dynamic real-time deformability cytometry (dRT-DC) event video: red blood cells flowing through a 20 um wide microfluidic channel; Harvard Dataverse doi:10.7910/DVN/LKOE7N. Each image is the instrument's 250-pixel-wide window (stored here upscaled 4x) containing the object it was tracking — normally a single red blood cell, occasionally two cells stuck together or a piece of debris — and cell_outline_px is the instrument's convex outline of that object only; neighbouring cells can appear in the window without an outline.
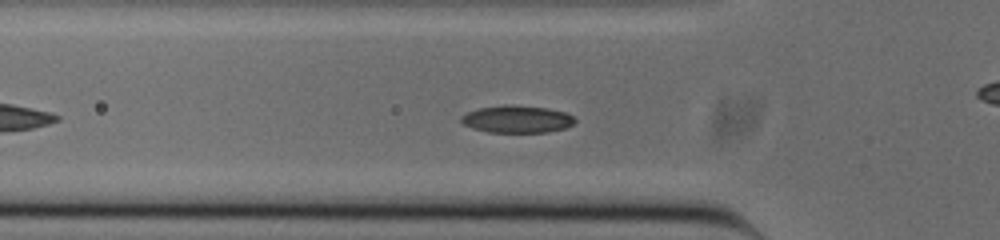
{"species": "common noctule bat (a hibernating species)", "species_latin": "Nyctalus noctula", "temperature_condition": "cold", "stored_images_in_passage": 35, "camera_frame_rate_fps": 3000, "um_per_image_px": 0.085, "animal": {"sex": "male", "body_mass_g": 20.0, "forearm_length_mm": 53.3}, "frame": {"image": 1, "passage_image": 11, "time_ms": 3.333, "image_size_px": [1000, 240], "cell_outline_px": [[576, 120], [572, 124], [564, 128], [548, 132], [488, 132], [472, 128], [464, 124], [460, 120], [460, 116], [468, 112], [480, 108], [504, 104], [508, 104], [548, 108], [564, 112], [572, 116]], "centroid_in_image_um": [43.92, 10.12], "position_along_channel_um": 81.9, "area_um2": 18.03}}
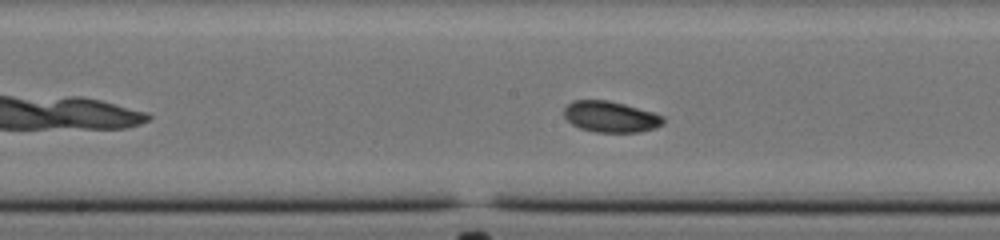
{"frame": {"image": 2, "passage_image": 20, "time_ms": 6.333, "image_size_px": [1000, 240], "cell_outline_px": [[664, 124], [656, 128], [640, 132], [596, 132], [580, 128], [572, 124], [564, 116], [564, 108], [572, 100], [608, 100], [624, 104], [652, 112], [664, 116]], "centroid_in_image_um": [51.91, 9.92], "position_along_channel_um": 196.3, "area_um2": 17.98}}
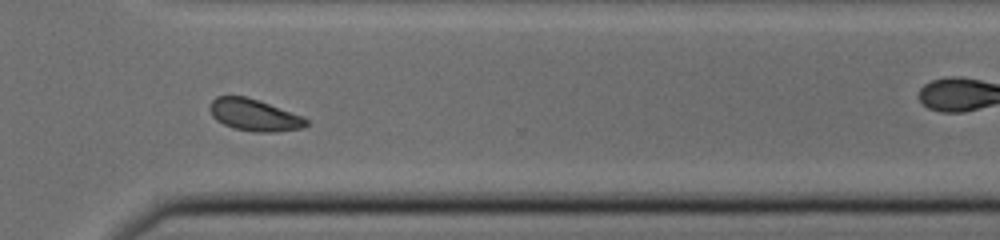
{"frame": {"image": 3, "passage_image": 32, "time_ms": 10.333, "image_size_px": [1000, 240], "cell_outline_px": [[308, 124], [304, 128], [272, 132], [256, 132], [232, 128], [216, 120], [212, 116], [208, 108], [212, 100], [216, 96], [244, 96], [268, 104], [300, 116], [308, 120]], "centroid_in_image_um": [21.55, 9.79], "position_along_channel_um": 349.0, "area_um2": 17.63}, "authors_computed_cell_mechanics": {"area_um2": 17.629, "velocity_mm_per_s": 3.8086, "shape_relaxation_time_tau1_ms": 2.7181, "shape_relaxation_time_tau2_ms": 5.7202, "deformation_change_tau1": 0.1242, "deformation_change_tau2": 0.0917}}